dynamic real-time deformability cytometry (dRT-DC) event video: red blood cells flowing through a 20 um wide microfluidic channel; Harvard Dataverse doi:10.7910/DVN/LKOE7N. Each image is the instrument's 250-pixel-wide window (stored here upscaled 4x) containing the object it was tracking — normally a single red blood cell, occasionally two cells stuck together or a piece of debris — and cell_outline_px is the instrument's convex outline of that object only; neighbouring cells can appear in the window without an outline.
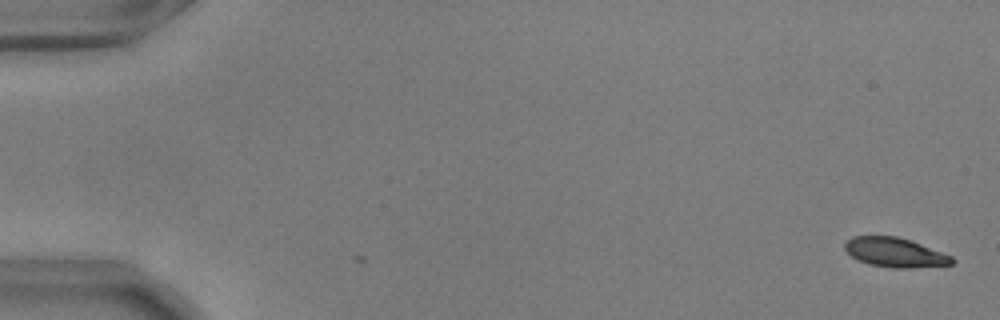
{"species": "common noctule bat (a hibernating species)", "species_latin": "Nyctalus noctula", "temperature_condition": "warm", "stored_images_in_passage": 2, "camera_frame_rate_fps": 3000, "um_per_image_px": 0.085, "animal": {"sex": "male", "body_mass_g": 17.9, "forearm_length_mm": 54.2}, "frame": {"image": 1, "passage_image": 2, "time_ms": 0.333, "image_size_px": [1000, 320], "cell_outline_px": [[956, 260], [952, 264], [908, 268], [892, 268], [868, 264], [856, 260], [844, 248], [844, 244], [852, 236], [896, 236], [912, 240], [952, 256]], "centroid_in_image_um": [76.07, 21.45], "position_along_channel_um": 8.9, "area_um2": 18.44}}